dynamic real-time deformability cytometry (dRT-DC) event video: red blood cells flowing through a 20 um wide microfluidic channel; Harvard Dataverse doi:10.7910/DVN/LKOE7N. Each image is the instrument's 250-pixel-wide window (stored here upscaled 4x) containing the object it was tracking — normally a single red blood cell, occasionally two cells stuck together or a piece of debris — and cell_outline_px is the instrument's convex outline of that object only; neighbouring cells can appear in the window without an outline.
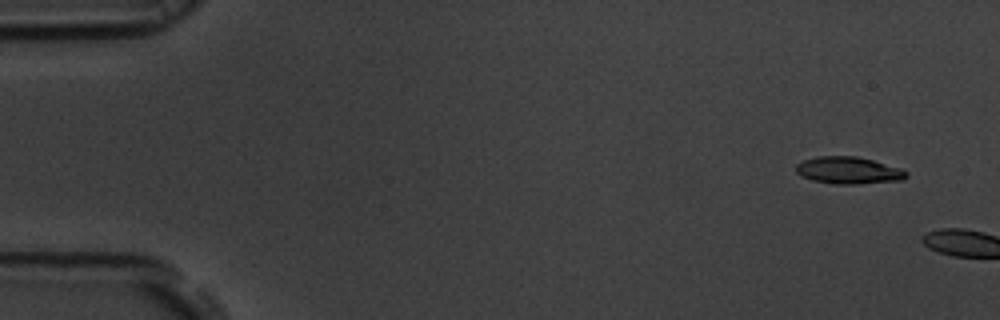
{"species": "common noctule bat (a hibernating species)", "species_latin": "Nyctalus noctula", "temperature_condition": "room temperature", "stored_images_in_passage": 6, "camera_frame_rate_fps": 3000, "um_per_image_px": 0.085, "animal": {"sex": "male", "body_mass_g": 19.5, "forearm_length_mm": 54.6}, "frame": {"image": 1, "passage_image": 3, "time_ms": 0.667, "image_size_px": [1000, 320], "cell_outline_px": [[908, 176], [904, 180], [860, 184], [832, 184], [812, 180], [800, 176], [796, 172], [796, 164], [804, 160], [816, 156], [856, 156], [872, 160], [900, 168], [908, 172]], "centroid_in_image_um": [72.12, 14.49], "position_along_channel_um": 12.9, "area_um2": 17.57}}